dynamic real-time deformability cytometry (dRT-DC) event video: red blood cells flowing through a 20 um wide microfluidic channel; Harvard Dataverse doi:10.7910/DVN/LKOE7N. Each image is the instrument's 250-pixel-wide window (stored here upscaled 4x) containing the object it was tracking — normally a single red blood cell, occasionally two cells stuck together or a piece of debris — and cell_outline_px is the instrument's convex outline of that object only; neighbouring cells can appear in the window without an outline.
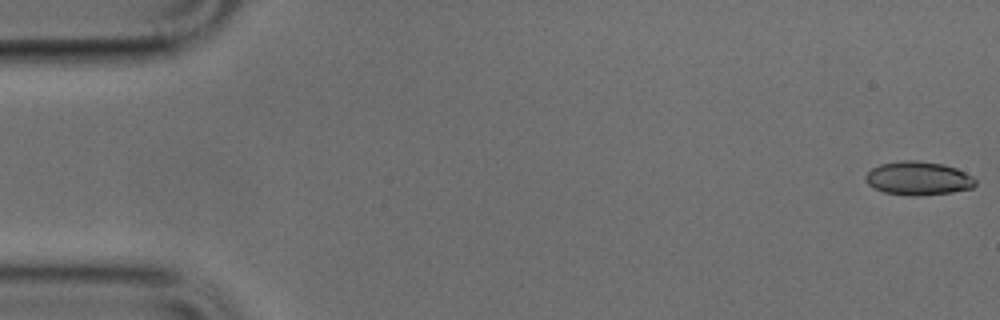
{"species": "common noctule bat (a hibernating species)", "species_latin": "Nyctalus noctula", "temperature_condition": "cold", "stored_images_in_passage": 47, "camera_frame_rate_fps": 3000, "um_per_image_px": 0.085, "animal": {"sex": "male", "body_mass_g": 17.9, "forearm_length_mm": 54.2}, "frame": {"image": 1, "passage_image": 1, "time_ms": 0.0, "image_size_px": [1000, 320], "cell_outline_px": [[976, 184], [972, 188], [952, 192], [916, 196], [912, 196], [884, 192], [868, 184], [864, 180], [864, 176], [872, 168], [880, 164], [900, 160], [916, 160], [944, 164], [956, 168], [972, 176], [976, 180]], "centroid_in_image_um": [78.04, 15.15], "position_along_channel_um": 7.0, "area_um2": 21.56}}
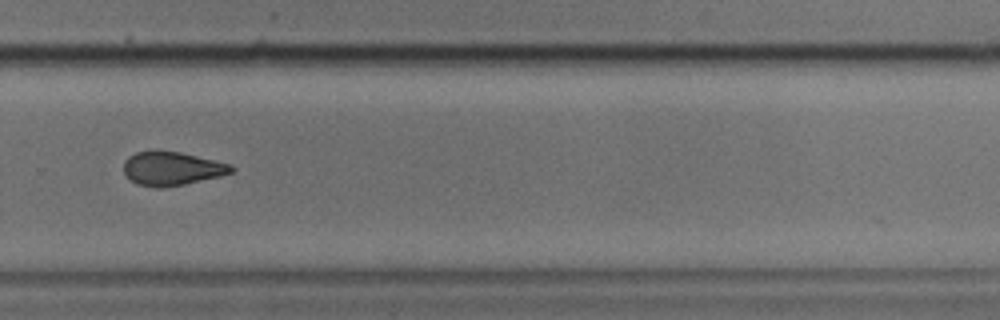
{"frame": {"image": 2, "passage_image": 34, "time_ms": 11.0, "image_size_px": [1000, 320], "cell_outline_px": [[236, 168], [232, 172], [220, 176], [184, 184], [160, 188], [156, 188], [136, 184], [124, 172], [124, 160], [128, 156], [136, 152], [180, 152], [232, 164]], "centroid_in_image_um": [14.63, 14.34], "position_along_channel_um": 315.2, "area_um2": 20.87}}
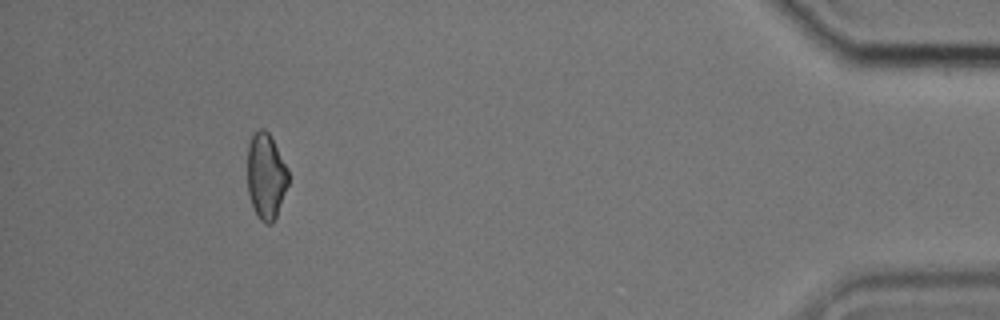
{"frame": {"image": 3, "passage_image": 46, "time_ms": 15.0, "image_size_px": [1000, 320], "cell_outline_px": [[288, 184], [276, 216], [272, 224], [264, 224], [260, 220], [252, 204], [248, 192], [248, 144], [252, 132], [260, 128], [264, 128], [268, 132], [288, 168]], "centroid_in_image_um": [22.6, 14.94], "position_along_channel_um": 412.6, "area_um2": 20.4}}